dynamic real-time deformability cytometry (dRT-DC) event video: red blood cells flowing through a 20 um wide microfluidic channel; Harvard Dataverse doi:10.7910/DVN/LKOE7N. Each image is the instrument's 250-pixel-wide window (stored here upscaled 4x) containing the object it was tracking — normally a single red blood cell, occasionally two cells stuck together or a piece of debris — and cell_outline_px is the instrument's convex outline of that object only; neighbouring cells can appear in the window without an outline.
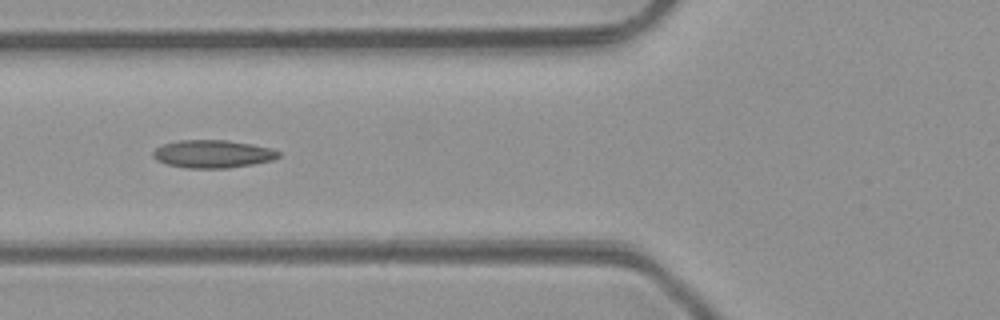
{"species": "common noctule bat (a hibernating species)", "species_latin": "Nyctalus noctula", "temperature_condition": "room temperature", "stored_images_in_passage": 2, "camera_frame_rate_fps": 3000, "um_per_image_px": 0.085, "animal": {"sex": "male", "body_mass_g": 23.1, "forearm_length_mm": 52.7}, "frame": {"image": 1, "passage_image": 2, "time_ms": 1.0, "image_size_px": [1000, 320], "cell_outline_px": [[280, 156], [272, 160], [252, 164], [224, 168], [188, 168], [168, 164], [156, 160], [152, 156], [152, 152], [156, 148], [164, 144], [180, 140], [228, 140], [252, 144], [268, 148], [280, 152]], "centroid_in_image_um": [18.06, 13.08], "position_along_channel_um": 107.7, "area_um2": 20.17}}